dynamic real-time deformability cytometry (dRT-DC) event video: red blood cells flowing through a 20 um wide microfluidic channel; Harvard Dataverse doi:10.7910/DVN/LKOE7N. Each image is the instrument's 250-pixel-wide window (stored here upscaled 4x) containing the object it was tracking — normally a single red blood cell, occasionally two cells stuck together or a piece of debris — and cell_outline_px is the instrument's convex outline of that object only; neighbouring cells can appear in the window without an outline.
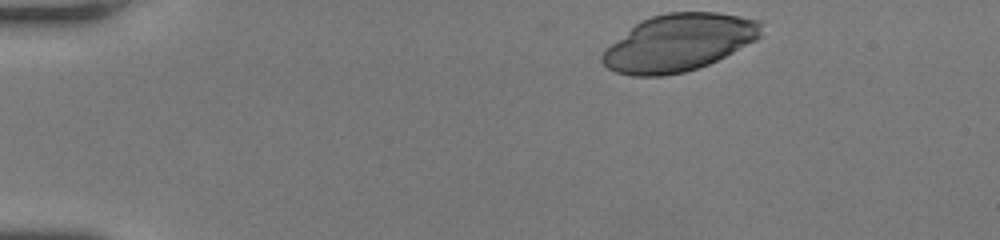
{"species": "human", "species_latin": "Homo sapiens", "temperature_condition": "room temperature", "stored_images_in_passage": 36, "camera_frame_rate_fps": 3000, "um_per_image_px": 0.085, "donor": {"sex": "female"}, "frame": {"image": 1, "passage_image": 1, "time_ms": 0.0, "image_size_px": [1000, 240], "cell_outline_px": [[764, 24], [760, 36], [756, 40], [708, 64], [684, 72], [664, 76], [632, 76], [616, 72], [608, 68], [600, 60], [600, 56], [612, 44], [640, 20], [652, 16], [668, 12], [716, 12], [740, 16], [760, 20]], "centroid_in_image_um": [57.72, 3.62], "position_along_channel_um": 27.3, "area_um2": 52.54}}